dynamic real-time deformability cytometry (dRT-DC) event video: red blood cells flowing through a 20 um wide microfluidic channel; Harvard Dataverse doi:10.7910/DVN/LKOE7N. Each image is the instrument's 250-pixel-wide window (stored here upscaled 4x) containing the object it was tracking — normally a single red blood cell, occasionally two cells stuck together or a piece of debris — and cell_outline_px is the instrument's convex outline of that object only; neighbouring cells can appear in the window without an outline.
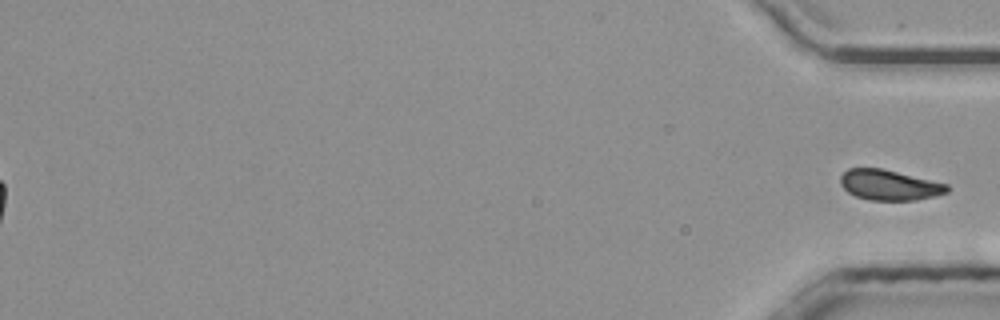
{"species": "common noctule bat (a hibernating species)", "species_latin": "Nyctalus noctula", "temperature_condition": "room temperature", "stored_images_in_passage": 55, "segment_of_instrument_passage": [2, 2], "camera_frame_rate_fps": 3000, "um_per_image_px": 0.085, "animal": {"sex": "male", "body_mass_g": 20.4}, "frame": {"image": 1, "passage_image": 55, "time_ms": 18.0, "image_size_px": [1000, 320], "cell_outline_px": [[952, 188], [948, 192], [916, 200], [868, 200], [856, 196], [848, 192], [840, 184], [840, 176], [848, 168], [880, 168], [948, 184]], "centroid_in_image_um": [75.59, 15.73], "position_along_channel_um": 359.6, "area_um2": 18.79}}